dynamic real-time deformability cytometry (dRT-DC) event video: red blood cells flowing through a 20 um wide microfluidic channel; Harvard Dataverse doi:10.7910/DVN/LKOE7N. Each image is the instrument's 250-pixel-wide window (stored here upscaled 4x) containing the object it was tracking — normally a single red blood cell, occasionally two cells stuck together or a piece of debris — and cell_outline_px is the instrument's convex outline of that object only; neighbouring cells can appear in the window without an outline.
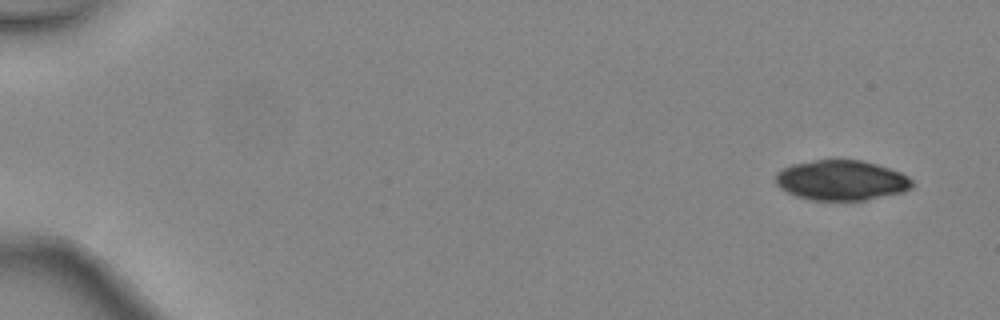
{"species": "common noctule bat (a hibernating species)", "species_latin": "Nyctalus noctula", "temperature_condition": "warm", "stored_images_in_passage": 3, "camera_frame_rate_fps": 3000, "um_per_image_px": 0.085, "animal": {"sex": "female", "body_mass_g": 24.6, "forearm_length_mm": 56.2}, "frame": {"image": 1, "passage_image": 1, "time_ms": 0.0, "image_size_px": [1000, 320], "cell_outline_px": [[912, 188], [904, 192], [864, 200], [812, 200], [796, 196], [780, 188], [776, 184], [776, 172], [792, 164], [816, 160], [860, 160], [876, 164], [900, 172], [908, 176], [912, 180]], "centroid_in_image_um": [71.52, 15.33], "position_along_channel_um": 13.5, "area_um2": 31.79}}